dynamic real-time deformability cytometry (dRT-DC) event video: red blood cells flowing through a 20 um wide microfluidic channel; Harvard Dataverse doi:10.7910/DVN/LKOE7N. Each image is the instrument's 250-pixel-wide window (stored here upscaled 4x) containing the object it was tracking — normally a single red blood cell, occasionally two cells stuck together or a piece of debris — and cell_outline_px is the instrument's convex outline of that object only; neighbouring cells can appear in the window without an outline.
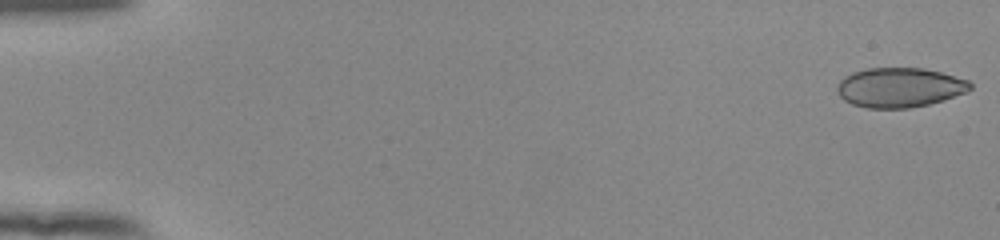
{"species": "human", "species_latin": "Homo sapiens", "temperature_condition": "room temperature", "stored_images_in_passage": 16, "camera_frame_rate_fps": 3000, "um_per_image_px": 0.085, "donor": {"sex": "female"}, "frame": {"image": 1, "passage_image": 1, "time_ms": 0.0, "image_size_px": [1000, 240], "cell_outline_px": [[972, 88], [964, 92], [944, 100], [928, 104], [908, 108], [868, 108], [852, 104], [844, 100], [836, 92], [836, 84], [844, 76], [852, 72], [868, 68], [924, 68], [940, 72], [968, 80], [972, 84]], "centroid_in_image_um": [76.42, 7.43], "position_along_channel_um": 8.6, "area_um2": 30.75}}
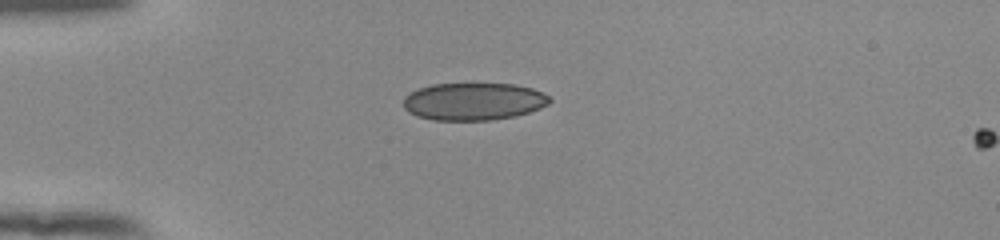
{"frame": {"image": 2, "passage_image": 15, "time_ms": 4.667, "image_size_px": [1000, 240], "cell_outline_px": [[552, 100], [548, 104], [540, 108], [516, 116], [492, 120], [432, 120], [416, 116], [408, 112], [404, 108], [404, 96], [420, 88], [432, 84], [472, 80], [516, 84], [532, 88], [548, 96]], "centroid_in_image_um": [40.25, 8.57], "position_along_channel_um": 44.8, "area_um2": 33.12}}